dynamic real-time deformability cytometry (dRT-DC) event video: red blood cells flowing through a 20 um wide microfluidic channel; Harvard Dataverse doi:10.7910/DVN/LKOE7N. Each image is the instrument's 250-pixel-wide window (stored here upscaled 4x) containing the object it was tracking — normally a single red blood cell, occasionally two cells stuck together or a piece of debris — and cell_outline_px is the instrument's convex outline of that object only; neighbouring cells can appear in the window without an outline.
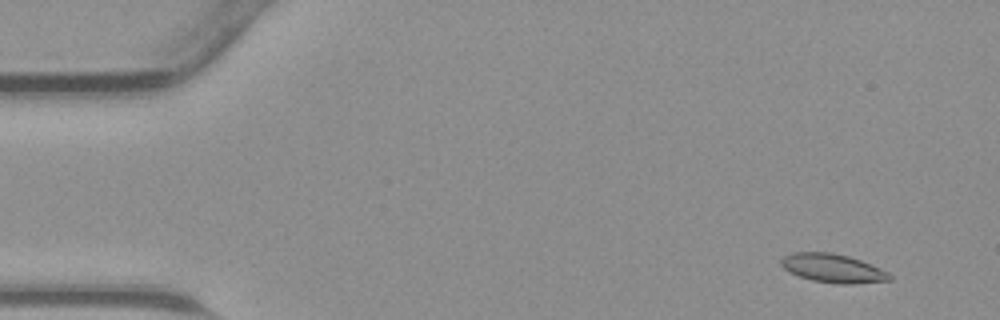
{"species": "common noctule bat (a hibernating species)", "species_latin": "Nyctalus noctula", "temperature_condition": "warm", "stored_images_in_passage": 46, "camera_frame_rate_fps": 3000, "um_per_image_px": 0.085, "animal": {"sex": "male", "body_mass_g": 23.1, "forearm_length_mm": 52.7}, "frame": {"image": 1, "passage_image": 4, "time_ms": 1.0, "image_size_px": [1000, 320], "cell_outline_px": [[892, 280], [852, 284], [840, 284], [812, 280], [788, 272], [780, 264], [780, 260], [784, 256], [792, 252], [832, 252], [848, 256], [860, 260], [880, 268], [888, 272], [892, 276]], "centroid_in_image_um": [70.78, 22.8], "position_along_channel_um": 14.2, "area_um2": 18.15}}
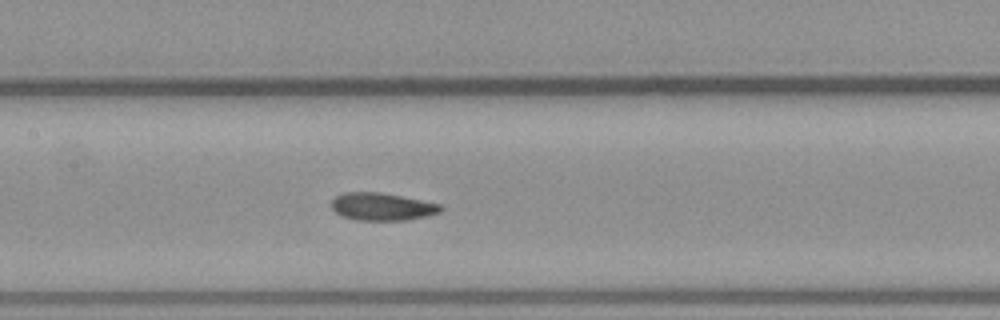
{"frame": {"image": 2, "passage_image": 22, "time_ms": 7.0, "image_size_px": [1000, 320], "cell_outline_px": [[444, 208], [440, 212], [428, 216], [404, 220], [356, 220], [344, 216], [336, 212], [332, 208], [332, 200], [336, 196], [344, 192], [380, 192], [440, 204]], "centroid_in_image_um": [32.48, 17.56], "position_along_channel_um": 174.9, "area_um2": 17.4}}
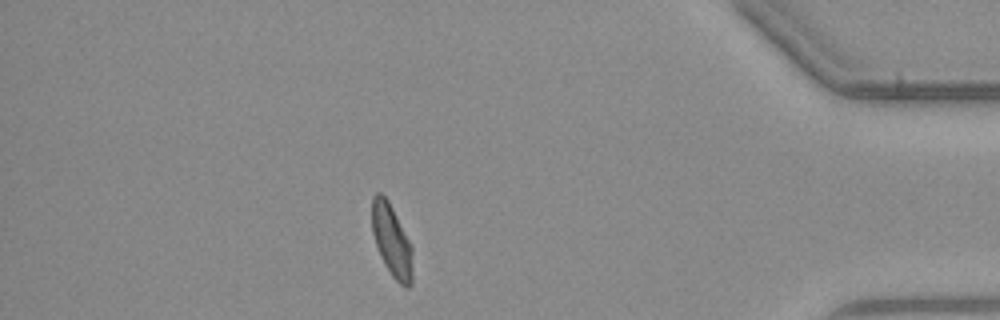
{"frame": {"image": 3, "passage_image": 40, "time_ms": 13.0, "image_size_px": [1000, 320], "cell_outline_px": [[412, 284], [408, 288], [400, 284], [392, 276], [384, 264], [380, 256], [372, 232], [372, 196], [376, 192], [380, 192], [388, 200], [412, 244]], "centroid_in_image_um": [33.3, 20.45], "position_along_channel_um": 401.9, "area_um2": 17.22}}